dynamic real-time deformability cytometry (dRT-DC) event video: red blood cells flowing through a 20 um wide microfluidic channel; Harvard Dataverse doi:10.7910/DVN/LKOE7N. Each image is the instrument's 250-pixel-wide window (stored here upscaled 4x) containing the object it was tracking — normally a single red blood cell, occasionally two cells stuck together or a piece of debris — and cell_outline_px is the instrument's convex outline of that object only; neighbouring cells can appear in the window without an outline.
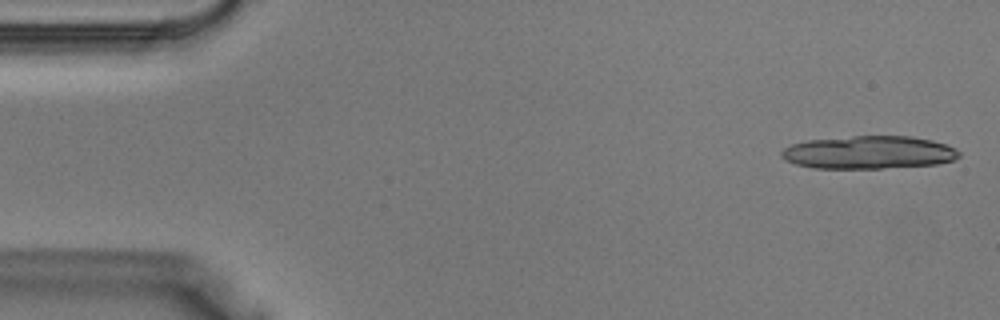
{"species": "Egyptian fruit bat (a non-hibernating species)", "species_latin": "Rousettus aegyptiacus", "temperature_condition": "warm", "stored_images_in_passage": 22, "camera_frame_rate_fps": 3000, "um_per_image_px": 0.085, "animal": {"sex": "male"}, "frame": {"image": 1, "passage_image": 1, "time_ms": 0.0, "image_size_px": [1000, 320], "cell_outline_px": [[960, 156], [952, 160], [936, 164], [880, 168], [812, 168], [796, 164], [784, 160], [780, 156], [780, 152], [784, 148], [792, 144], [808, 140], [852, 136], [908, 136], [932, 140], [956, 148], [960, 152]], "centroid_in_image_um": [73.81, 12.95], "position_along_channel_um": 11.2, "area_um2": 34.04}}